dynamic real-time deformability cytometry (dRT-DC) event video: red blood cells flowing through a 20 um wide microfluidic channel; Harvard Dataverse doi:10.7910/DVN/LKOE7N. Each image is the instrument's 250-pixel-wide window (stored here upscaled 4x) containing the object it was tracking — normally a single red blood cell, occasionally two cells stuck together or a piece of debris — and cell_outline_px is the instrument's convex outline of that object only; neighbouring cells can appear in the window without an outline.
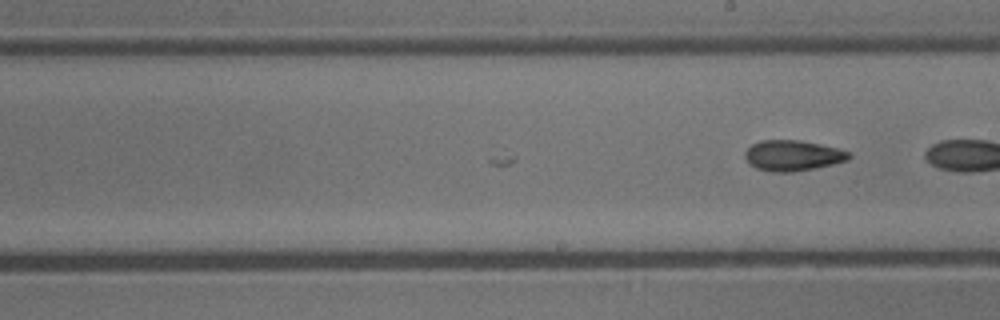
{"species": "common noctule bat (a hibernating species)", "species_latin": "Nyctalus noctula", "temperature_condition": "cold", "stored_images_in_passage": 14, "camera_frame_rate_fps": 3000, "um_per_image_px": 0.085, "animal": {"sex": "male", "body_mass_g": 13.3}, "frame": {"image": 1, "passage_image": 14, "time_ms": 4.333, "image_size_px": [1000, 320], "cell_outline_px": [[852, 156], [848, 160], [816, 168], [792, 172], [772, 172], [756, 168], [748, 164], [744, 156], [744, 152], [752, 144], [760, 140], [800, 140], [840, 148], [848, 152]], "centroid_in_image_um": [67.37, 13.22], "position_along_channel_um": 221.6, "area_um2": 18.73}}